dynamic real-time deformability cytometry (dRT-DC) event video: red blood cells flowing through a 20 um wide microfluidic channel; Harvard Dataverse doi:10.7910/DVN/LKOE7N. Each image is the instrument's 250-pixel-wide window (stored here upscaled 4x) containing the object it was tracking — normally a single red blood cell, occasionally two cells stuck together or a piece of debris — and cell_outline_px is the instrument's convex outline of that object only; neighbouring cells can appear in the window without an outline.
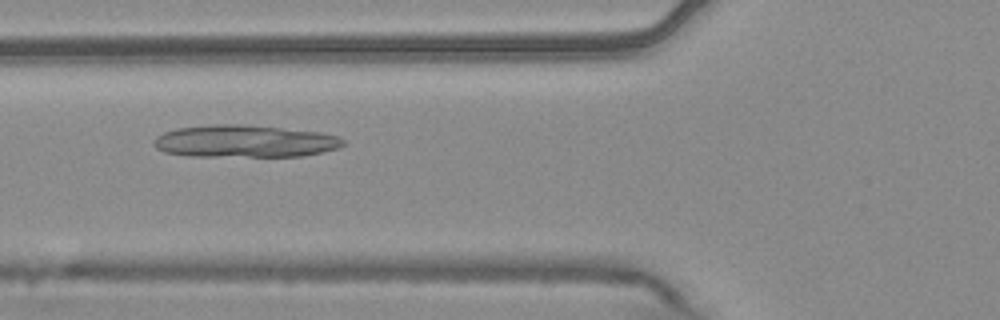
{"species": "common noctule bat (a hibernating species)", "species_latin": "Nyctalus noctula", "temperature_condition": "warm", "stored_images_in_passage": 8, "camera_frame_rate_fps": 3000, "um_per_image_px": 0.085, "animal": {"sex": "male", "body_mass_g": 20.4}, "frame": {"image": 1, "passage_image": 6, "time_ms": 1.667, "image_size_px": [1000, 320], "cell_outline_px": [[344, 144], [340, 148], [300, 156], [188, 156], [164, 152], [156, 148], [152, 144], [152, 140], [156, 136], [164, 132], [176, 128], [212, 124], [244, 124], [320, 132], [340, 136], [344, 140]], "centroid_in_image_um": [20.77, 12.0], "position_along_channel_um": 105.0, "area_um2": 35.89}}
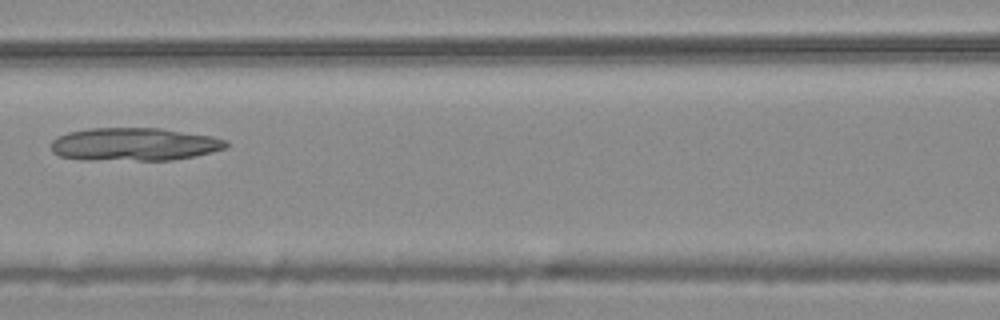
{"frame": {"image": 2, "passage_image": 7, "time_ms": 2.0, "image_size_px": [1000, 320], "cell_outline_px": [[228, 148], [212, 152], [172, 160], [88, 160], [60, 156], [52, 152], [52, 140], [68, 132], [88, 128], [160, 128], [212, 136], [228, 140]], "centroid_in_image_um": [11.44, 12.26], "position_along_channel_um": 155.2, "area_um2": 33.76}}
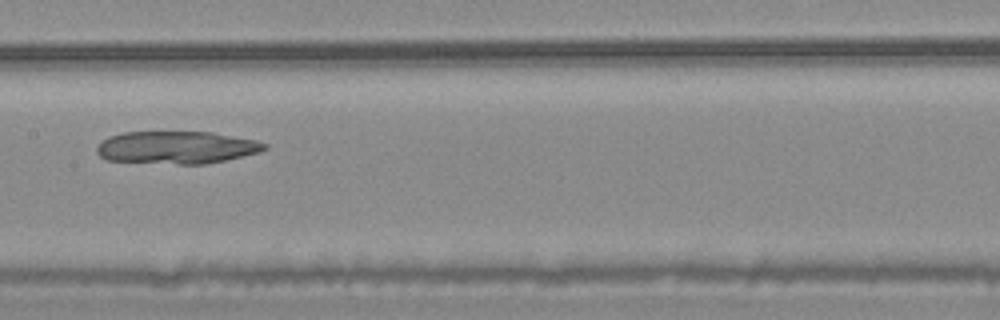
{"frame": {"image": 3, "passage_image": 8, "time_ms": 2.333, "image_size_px": [1000, 320], "cell_outline_px": [[268, 148], [260, 152], [224, 160], [204, 164], [180, 164], [104, 160], [96, 152], [96, 148], [108, 136], [124, 132], [212, 132], [256, 140], [268, 144]], "centroid_in_image_um": [15.01, 12.53], "position_along_channel_um": 192.4, "area_um2": 31.79}}